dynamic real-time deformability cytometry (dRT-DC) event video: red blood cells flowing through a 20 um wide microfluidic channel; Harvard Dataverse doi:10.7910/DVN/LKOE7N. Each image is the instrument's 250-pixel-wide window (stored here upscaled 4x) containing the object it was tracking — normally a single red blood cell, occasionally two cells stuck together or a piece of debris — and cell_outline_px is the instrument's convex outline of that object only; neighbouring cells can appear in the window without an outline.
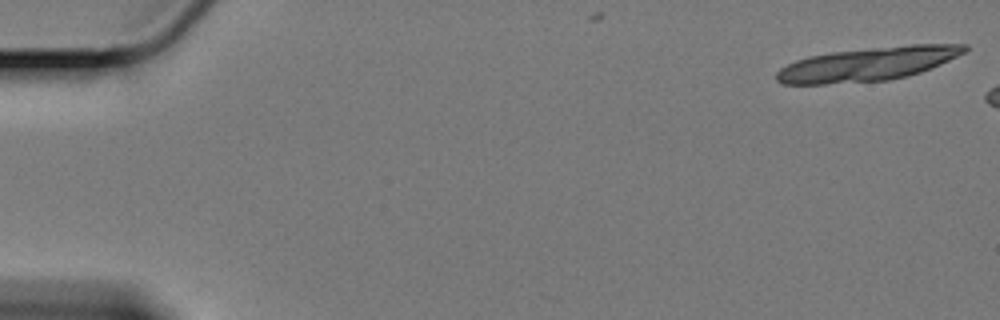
{"species": "Egyptian fruit bat (a non-hibernating species)", "species_latin": "Rousettus aegyptiacus", "temperature_condition": "cold", "stored_images_in_passage": 8, "camera_frame_rate_fps": 3000, "um_per_image_px": 0.085, "animal": {"sex": "female"}, "frame": {"image": 1, "passage_image": 1, "time_ms": 0.0, "image_size_px": [1000, 320], "cell_outline_px": [[968, 48], [964, 52], [940, 64], [920, 72], [908, 76], [888, 80], [824, 84], [784, 84], [776, 80], [776, 72], [780, 68], [796, 60], [808, 56], [832, 52], [868, 48], [912, 44], [968, 44]], "centroid_in_image_um": [73.74, 5.44], "position_along_channel_um": 11.3, "area_um2": 36.7}}